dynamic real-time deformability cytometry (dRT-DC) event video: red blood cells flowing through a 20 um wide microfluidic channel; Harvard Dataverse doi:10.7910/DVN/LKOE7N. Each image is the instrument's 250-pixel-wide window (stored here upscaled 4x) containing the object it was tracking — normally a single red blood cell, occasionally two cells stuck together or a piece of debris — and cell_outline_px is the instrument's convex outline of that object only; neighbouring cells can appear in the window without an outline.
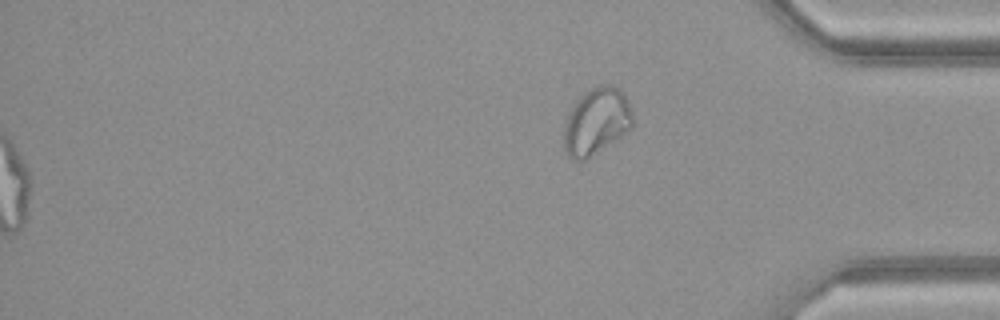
{"species": "common noctule bat (a hibernating species)", "species_latin": "Nyctalus noctula", "temperature_condition": "warm", "stored_images_in_passage": 44, "segment_of_instrument_passage": [2, 2], "camera_frame_rate_fps": 3000, "um_per_image_px": 0.085, "animal": {"sex": "female", "body_mass_g": 21.9}, "frame": {"image": 1, "passage_image": 44, "time_ms": 14.333, "image_size_px": [1000, 320], "cell_outline_px": [[632, 128], [584, 160], [572, 160], [564, 152], [564, 124], [576, 100], [580, 96], [592, 88], [600, 84], [612, 84], [620, 88], [632, 112]], "centroid_in_image_um": [50.67, 10.31], "position_along_channel_um": 384.5, "area_um2": 26.41}}